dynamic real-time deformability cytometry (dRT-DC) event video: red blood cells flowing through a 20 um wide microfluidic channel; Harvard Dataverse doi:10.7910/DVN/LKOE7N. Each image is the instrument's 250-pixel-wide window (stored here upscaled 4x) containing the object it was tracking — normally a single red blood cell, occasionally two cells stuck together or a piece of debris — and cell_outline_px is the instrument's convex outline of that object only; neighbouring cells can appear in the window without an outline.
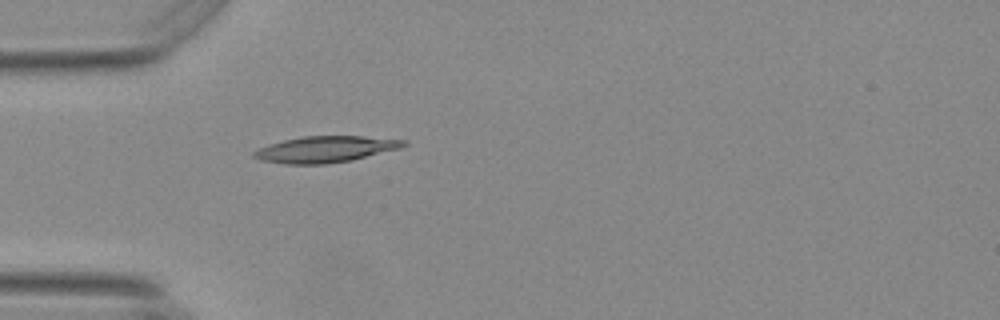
{"species": "Egyptian fruit bat (a non-hibernating species)", "species_latin": "Rousettus aegyptiacus", "temperature_condition": "warm", "stored_images_in_passage": 39, "camera_frame_rate_fps": 3000, "um_per_image_px": 0.085, "animal": {"sex": "female"}, "frame": {"image": 1, "passage_image": 1, "time_ms": 0.0, "image_size_px": [1000, 320], "cell_outline_px": [[408, 144], [400, 148], [352, 160], [324, 164], [284, 164], [260, 160], [252, 156], [252, 152], [268, 144], [300, 136], [364, 136], [408, 140]], "centroid_in_image_um": [27.66, 12.68], "position_along_channel_um": 57.3, "area_um2": 23.0}}
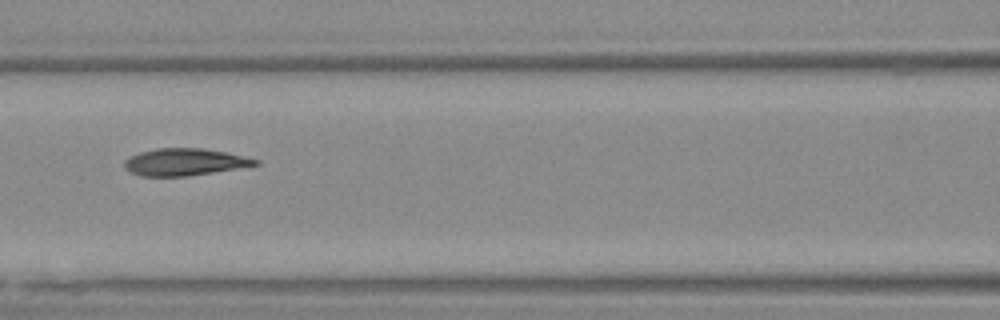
{"frame": {"image": 2, "passage_image": 9, "time_ms": 2.667, "image_size_px": [1000, 320], "cell_outline_px": [[260, 164], [188, 176], [140, 176], [124, 168], [124, 160], [128, 156], [140, 152], [156, 148], [200, 148], [224, 152], [260, 160]], "centroid_in_image_um": [15.63, 13.77], "position_along_channel_um": 151.0, "area_um2": 20.46}}
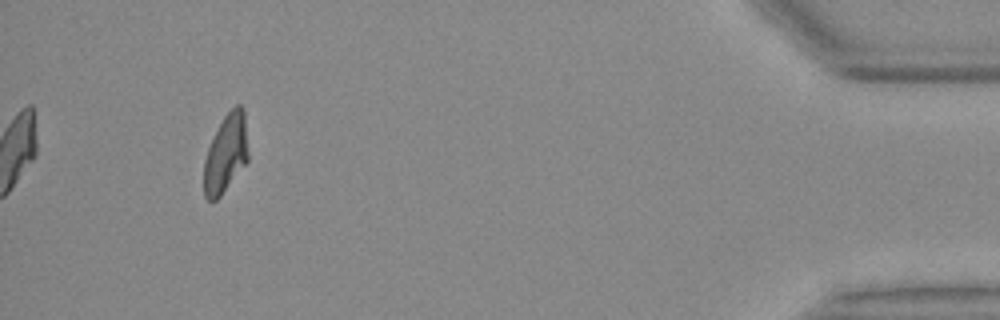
{"frame": {"image": 3, "passage_image": 36, "time_ms": 11.667, "image_size_px": [1000, 320], "cell_outline_px": [[248, 160], [220, 196], [216, 200], [208, 200], [204, 196], [204, 160], [208, 148], [224, 116], [236, 104], [240, 104], [244, 108], [248, 152]], "centroid_in_image_um": [19.2, 13.04], "position_along_channel_um": 416.0, "area_um2": 19.94}, "authors_computed_cell_mechanics": {"area_um2": 20.9814, "velocity_mm_per_s": 3.7126, "shape_relaxation_time_tau1_ms": 7.3976, "shape_relaxation_time_tau2_ms": 2.0524, "deformation_change_tau1": 0.2418, "deformation_change_tau2": 0.0854}}